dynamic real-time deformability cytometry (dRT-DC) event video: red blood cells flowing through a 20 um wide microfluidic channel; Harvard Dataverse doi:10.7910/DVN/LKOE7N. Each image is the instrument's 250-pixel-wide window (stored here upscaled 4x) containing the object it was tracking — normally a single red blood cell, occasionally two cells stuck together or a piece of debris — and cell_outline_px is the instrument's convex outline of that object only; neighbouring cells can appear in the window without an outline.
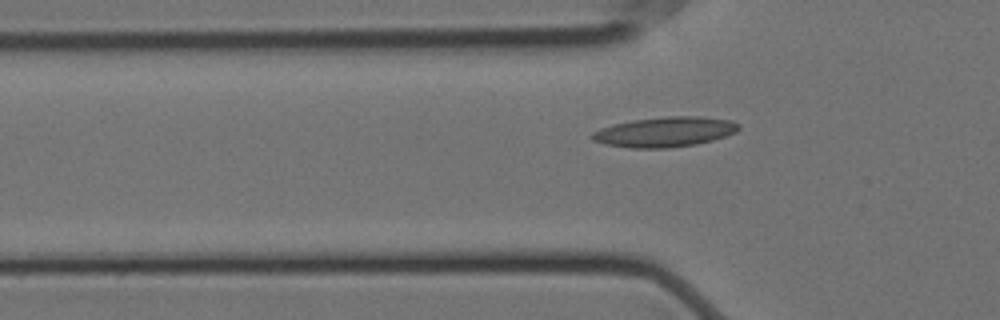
{"species": "Egyptian fruit bat (a non-hibernating species)", "species_latin": "Rousettus aegyptiacus", "temperature_condition": "cold", "stored_images_in_passage": 43, "segment_of_instrument_passage": [1, 2], "camera_frame_rate_fps": 3000, "um_per_image_px": 0.085, "animal": {"sex": "female"}, "frame": {"image": 1, "passage_image": 3, "time_ms": 0.667, "image_size_px": [1000, 320], "cell_outline_px": [[740, 128], [736, 132], [712, 140], [696, 144], [668, 148], [632, 148], [604, 144], [592, 140], [588, 136], [592, 132], [600, 128], [612, 124], [632, 120], [668, 116], [700, 116], [732, 120], [740, 124]], "centroid_in_image_um": [56.48, 11.21], "position_along_channel_um": 69.3, "area_um2": 25.84}}
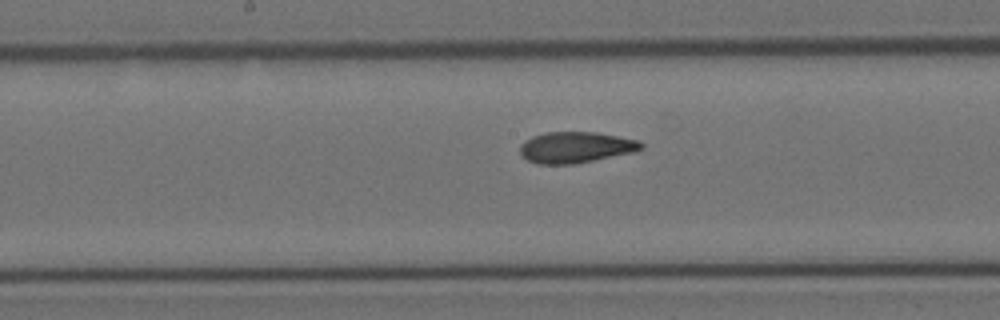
{"frame": {"image": 2, "passage_image": 14, "time_ms": 4.333, "image_size_px": [1000, 320], "cell_outline_px": [[644, 148], [632, 152], [572, 164], [540, 164], [528, 160], [520, 156], [520, 144], [524, 140], [532, 136], [544, 132], [596, 132], [636, 140], [644, 144]], "centroid_in_image_um": [48.87, 12.51], "position_along_channel_um": 199.3, "area_um2": 21.79}}
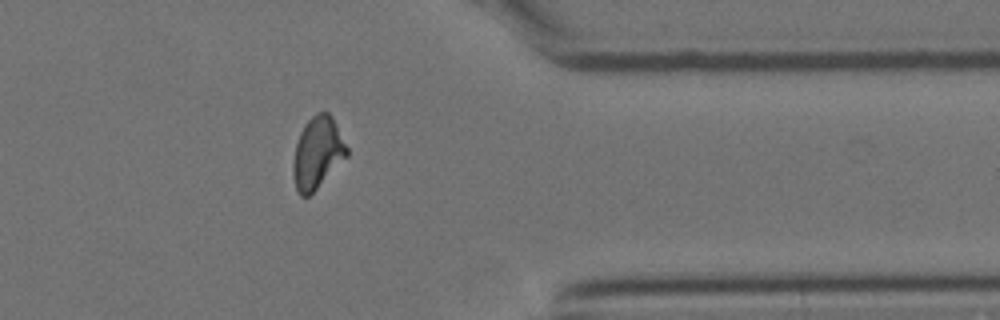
{"frame": {"image": 3, "passage_image": 31, "time_ms": 10.0, "image_size_px": [1000, 320], "cell_outline_px": [[348, 156], [308, 196], [300, 196], [296, 188], [292, 172], [292, 164], [296, 144], [300, 132], [304, 124], [316, 112], [328, 112], [332, 116], [348, 148]], "centroid_in_image_um": [26.98, 12.97], "position_along_channel_um": 384.4, "area_um2": 22.31}}